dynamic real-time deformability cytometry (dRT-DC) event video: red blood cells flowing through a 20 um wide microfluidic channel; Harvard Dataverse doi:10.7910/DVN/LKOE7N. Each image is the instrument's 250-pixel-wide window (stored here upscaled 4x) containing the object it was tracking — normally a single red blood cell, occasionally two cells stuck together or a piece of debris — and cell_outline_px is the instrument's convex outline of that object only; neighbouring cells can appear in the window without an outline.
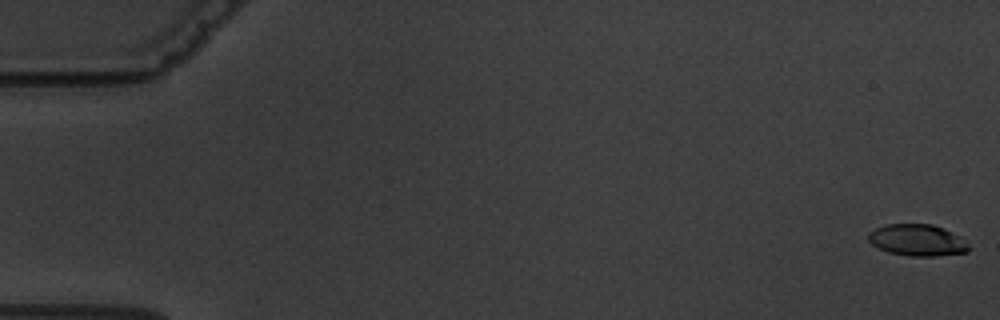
{"species": "common noctule bat (a hibernating species)", "species_latin": "Nyctalus noctula", "temperature_condition": "warm", "stored_images_in_passage": 7, "segment_of_instrument_passage": [1, 2], "camera_frame_rate_fps": 3000, "um_per_image_px": 0.085, "animal": {"sex": "male", "body_mass_g": 19.5, "forearm_length_mm": 54.6}, "frame": {"image": 1, "passage_image": 1, "time_ms": 0.0, "image_size_px": [1000, 320], "cell_outline_px": [[972, 248], [968, 252], [936, 256], [908, 256], [888, 252], [872, 244], [868, 240], [868, 232], [876, 228], [888, 224], [932, 224], [944, 228], [956, 236]], "centroid_in_image_um": [77.95, 20.42], "position_along_channel_um": 7.1, "area_um2": 18.32}}
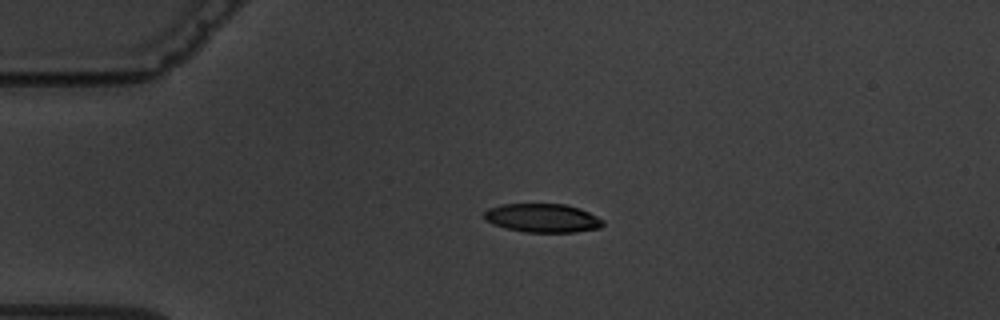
{"frame": {"image": 2, "passage_image": 5, "time_ms": 4.333, "image_size_px": [1000, 320], "cell_outline_px": [[604, 224], [600, 228], [576, 232], [524, 232], [504, 228], [488, 220], [484, 216], [484, 212], [488, 208], [500, 204], [564, 204], [580, 208], [604, 220]], "centroid_in_image_um": [46.14, 18.53], "position_along_channel_um": 38.9, "area_um2": 19.83}}